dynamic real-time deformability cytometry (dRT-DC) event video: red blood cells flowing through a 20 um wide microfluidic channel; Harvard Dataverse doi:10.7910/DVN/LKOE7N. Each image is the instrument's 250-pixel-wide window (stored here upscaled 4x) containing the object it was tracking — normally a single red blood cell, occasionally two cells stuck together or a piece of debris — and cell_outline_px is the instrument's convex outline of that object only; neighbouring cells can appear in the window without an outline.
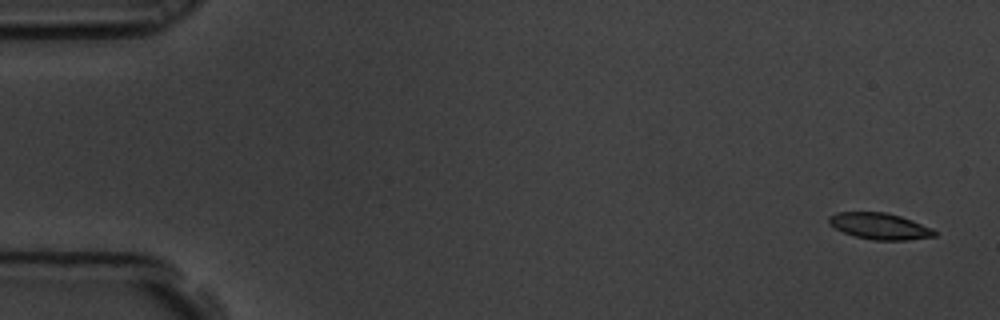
{"species": "common noctule bat (a hibernating species)", "species_latin": "Nyctalus noctula", "temperature_condition": "room temperature", "stored_images_in_passage": 11, "camera_frame_rate_fps": 3000, "um_per_image_px": 0.085, "animal": {"sex": "male", "body_mass_g": 19.5, "forearm_length_mm": 54.6}, "frame": {"image": 1, "passage_image": 1, "time_ms": 0.0, "image_size_px": [1000, 320], "cell_outline_px": [[936, 236], [908, 240], [872, 240], [856, 236], [844, 232], [828, 224], [828, 216], [836, 212], [884, 212], [900, 216], [912, 220], [932, 228], [936, 232]], "centroid_in_image_um": [74.76, 19.22], "position_along_channel_um": 10.2, "area_um2": 16.18}}
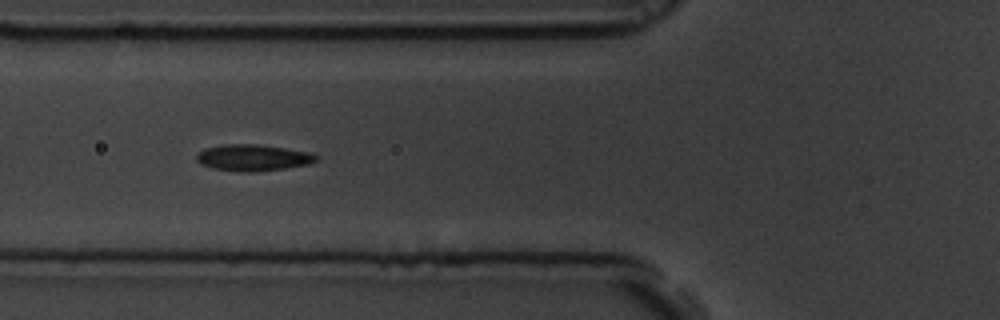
{"frame": {"image": 2, "passage_image": 6, "time_ms": 1.667, "image_size_px": [1000, 320], "cell_outline_px": [[316, 160], [308, 164], [284, 168], [252, 172], [244, 172], [212, 168], [200, 164], [196, 160], [196, 156], [204, 148], [224, 144], [256, 144], [312, 152], [316, 156]], "centroid_in_image_um": [21.47, 13.4], "position_along_channel_um": 104.3, "area_um2": 18.26}}
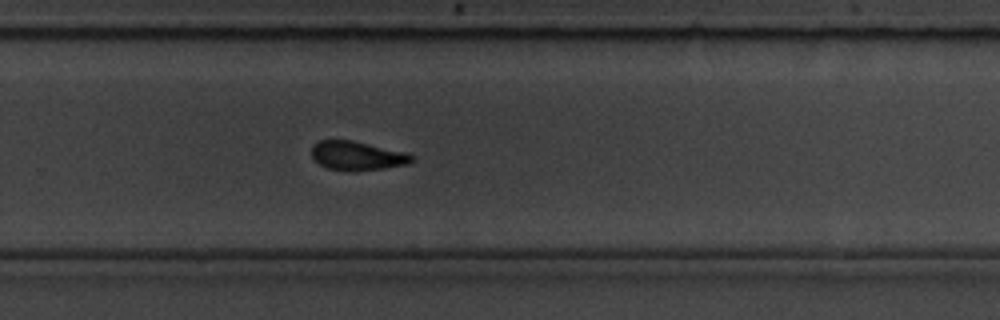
{"frame": {"image": 3, "passage_image": 11, "time_ms": 3.333, "image_size_px": [1000, 320], "cell_outline_px": [[416, 156], [408, 164], [384, 168], [348, 172], [328, 168], [320, 164], [312, 156], [312, 144], [316, 140], [352, 140], [408, 152]], "centroid_in_image_um": [30.38, 13.23], "position_along_channel_um": 299.4, "area_um2": 17.17}}